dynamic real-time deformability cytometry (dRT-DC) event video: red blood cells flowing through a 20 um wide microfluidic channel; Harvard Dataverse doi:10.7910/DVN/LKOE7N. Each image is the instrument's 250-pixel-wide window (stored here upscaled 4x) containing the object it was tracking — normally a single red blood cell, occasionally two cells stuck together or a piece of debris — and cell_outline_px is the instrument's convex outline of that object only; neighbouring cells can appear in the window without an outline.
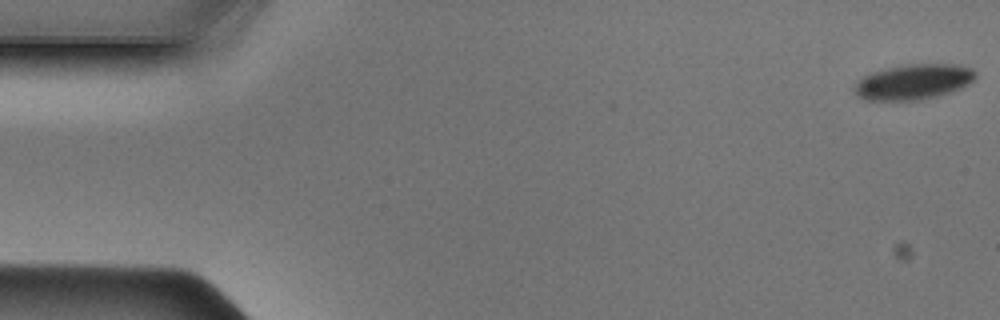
{"species": "Egyptian fruit bat (a non-hibernating species)", "species_latin": "Rousettus aegyptiacus", "temperature_condition": "cold", "stored_images_in_passage": 48, "camera_frame_rate_fps": 3000, "um_per_image_px": 0.085, "animal": {"sex": "male"}, "frame": {"image": 1, "passage_image": 1, "time_ms": 0.0, "image_size_px": [1000, 320], "cell_outline_px": [[976, 76], [968, 84], [960, 88], [936, 96], [920, 100], [864, 100], [856, 92], [856, 84], [864, 76], [888, 68], [908, 64], [956, 64], [972, 68], [976, 72]], "centroid_in_image_um": [77.7, 6.95], "position_along_channel_um": 7.3, "area_um2": 24.39}}
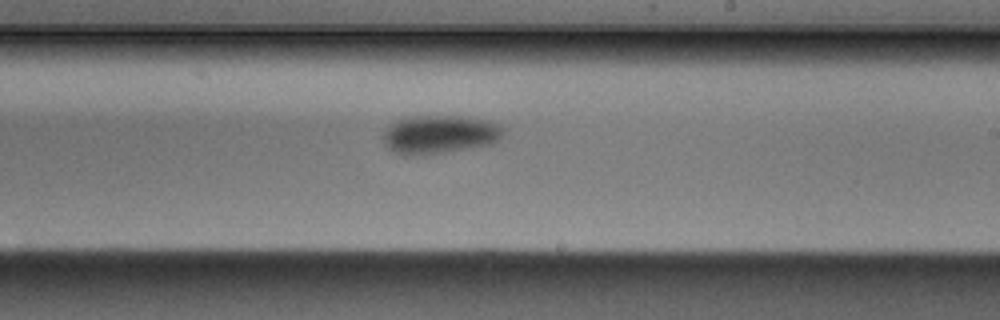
{"frame": {"image": 2, "passage_image": 28, "time_ms": 9.0, "image_size_px": [1000, 320], "cell_outline_px": [[504, 132], [500, 140], [492, 144], [424, 156], [396, 152], [388, 148], [384, 144], [384, 132], [396, 120], [404, 116], [460, 116], [488, 120], [500, 124], [504, 128]], "centroid_in_image_um": [37.41, 11.42], "position_along_channel_um": 251.6, "area_um2": 27.11}}
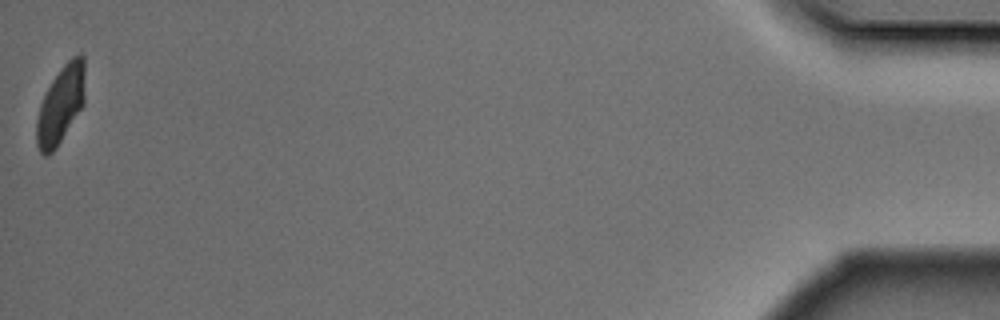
{"frame": {"image": 3, "passage_image": 48, "time_ms": 15.667, "image_size_px": [1000, 320], "cell_outline_px": [[84, 104], [56, 148], [48, 156], [44, 156], [40, 152], [36, 144], [36, 120], [40, 104], [52, 80], [60, 68], [72, 56], [80, 52], [84, 56]], "centroid_in_image_um": [5.15, 8.89], "position_along_channel_um": 430.0, "area_um2": 21.96}}